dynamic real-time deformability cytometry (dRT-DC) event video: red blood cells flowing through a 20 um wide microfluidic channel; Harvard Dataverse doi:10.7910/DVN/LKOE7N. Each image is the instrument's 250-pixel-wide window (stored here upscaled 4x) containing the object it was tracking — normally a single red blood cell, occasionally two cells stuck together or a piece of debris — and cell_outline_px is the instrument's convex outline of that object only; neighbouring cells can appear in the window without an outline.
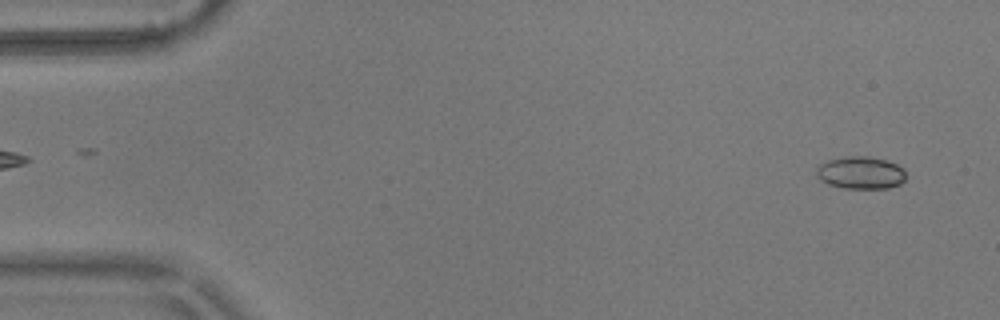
{"species": "common noctule bat (a hibernating species)", "species_latin": "Nyctalus noctula", "temperature_condition": "warm", "stored_images_in_passage": 55, "camera_frame_rate_fps": 3000, "um_per_image_px": 0.085, "animal": {"sex": "male", "body_mass_g": 17.9}, "frame": {"image": 1, "passage_image": 3, "time_ms": 0.667, "image_size_px": [1000, 320], "cell_outline_px": [[904, 180], [900, 184], [888, 188], [844, 188], [828, 184], [820, 180], [816, 176], [816, 168], [820, 164], [828, 160], [848, 156], [868, 156], [884, 160], [896, 164], [904, 168]], "centroid_in_image_um": [73.13, 14.68], "position_along_channel_um": 11.9, "area_um2": 16.88}}
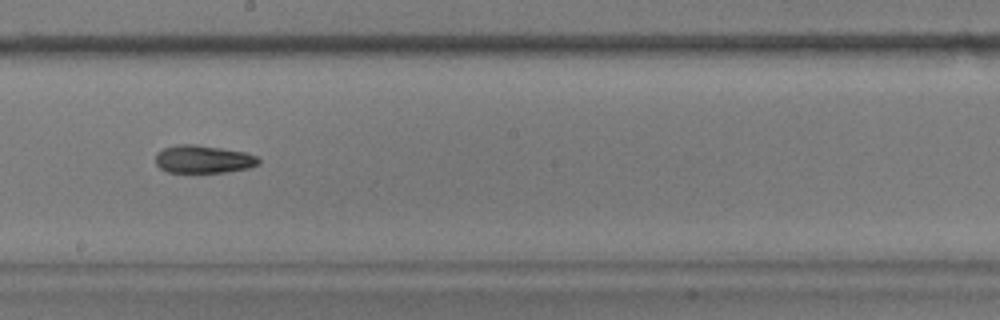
{"frame": {"image": 2, "passage_image": 31, "time_ms": 10.0, "image_size_px": [1000, 320], "cell_outline_px": [[260, 164], [248, 168], [224, 172], [168, 172], [160, 168], [156, 164], [156, 152], [164, 148], [176, 144], [196, 144], [244, 152], [256, 156], [260, 160]], "centroid_in_image_um": [17.26, 13.53], "position_along_channel_um": 230.9, "area_um2": 16.7}}
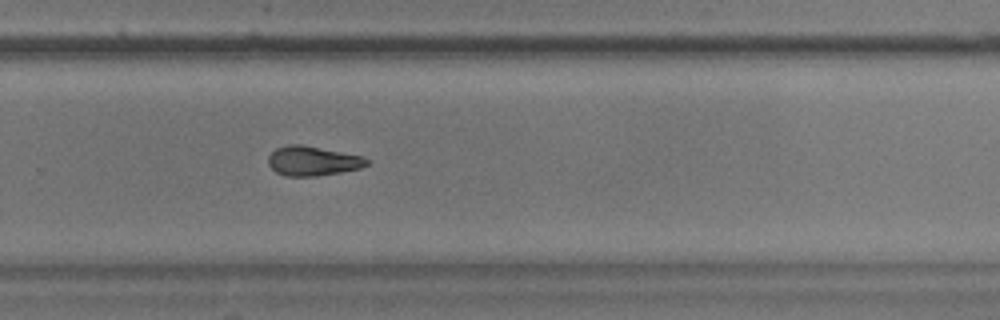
{"frame": {"image": 3, "passage_image": 37, "time_ms": 12.0, "image_size_px": [1000, 320], "cell_outline_px": [[368, 164], [360, 168], [340, 172], [316, 176], [284, 176], [276, 172], [268, 164], [268, 156], [276, 148], [288, 144], [300, 144], [360, 156], [368, 160]], "centroid_in_image_um": [26.52, 13.69], "position_along_channel_um": 303.3, "area_um2": 16.7}, "authors_computed_cell_mechanics": {"area_um2": 16.9932, "velocity_mm_per_s": 3.6253, "shape_relaxation_time_tau1_ms": 4.6628, "shape_relaxation_time_tau2_ms": 3.5501, "deformation_change_tau1": 0.136, "deformation_change_tau2": 0.1025}}